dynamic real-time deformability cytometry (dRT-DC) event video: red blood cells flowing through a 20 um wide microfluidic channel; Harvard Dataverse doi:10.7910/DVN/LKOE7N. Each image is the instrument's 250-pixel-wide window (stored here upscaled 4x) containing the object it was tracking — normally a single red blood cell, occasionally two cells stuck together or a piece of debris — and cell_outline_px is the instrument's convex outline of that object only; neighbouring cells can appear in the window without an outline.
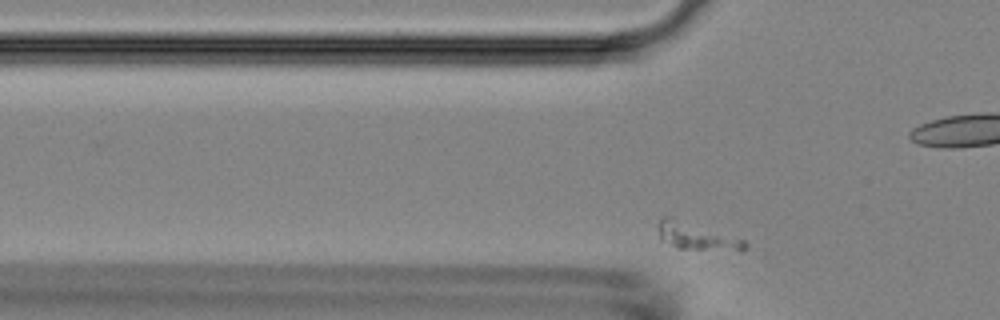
{"species": "Egyptian fruit bat (a non-hibernating species)", "species_latin": "Rousettus aegyptiacus", "temperature_condition": "room temperature", "stored_images_in_passage": 43, "camera_frame_rate_fps": 3000, "um_per_image_px": 0.085, "animal": {"sex": "female"}, "frame": {"image": 1, "passage_image": 9, "time_ms": 2.667, "image_size_px": [1000, 320], "cell_outline_px": [[748, 248], [744, 252], [676, 248], [660, 240], [660, 220], [664, 216], [668, 216], [744, 240], [748, 244]], "centroid_in_image_um": [59.28, 20.15], "position_along_channel_um": 66.5, "area_um2": 13.53}}
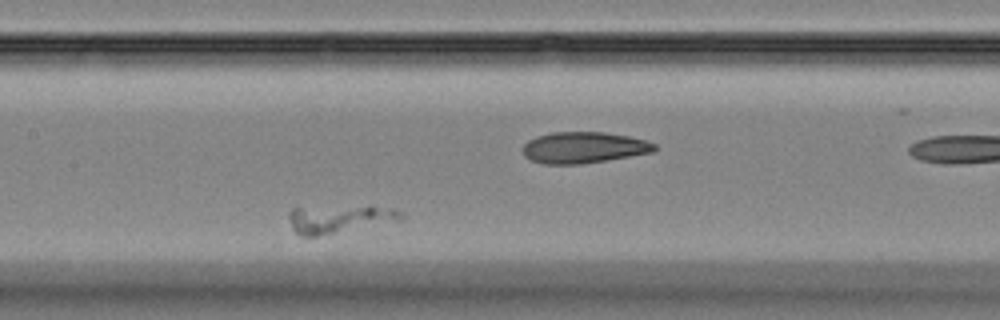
{"frame": {"image": 2, "passage_image": 20, "time_ms": 6.333, "image_size_px": [1000, 320], "cell_outline_px": [[404, 216], [400, 220], [316, 236], [300, 236], [292, 228], [288, 216], [288, 212], [292, 208], [368, 204], [396, 208]], "centroid_in_image_um": [28.86, 18.55], "position_along_channel_um": 178.5, "area_um2": 18.67}}
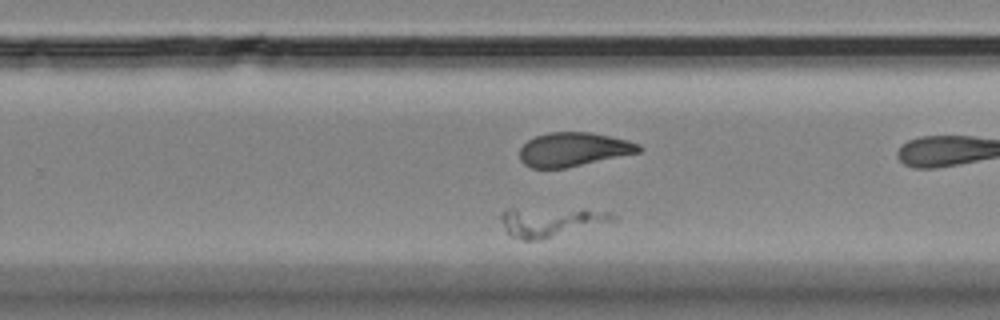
{"frame": {"image": 3, "passage_image": 30, "time_ms": 9.667, "image_size_px": [1000, 320], "cell_outline_px": [[616, 220], [544, 240], [520, 240], [512, 236], [508, 232], [500, 220], [500, 216], [508, 208], [584, 208], [612, 212], [616, 216]], "centroid_in_image_um": [46.85, 18.83], "position_along_channel_um": 282.9, "area_um2": 19.71}}